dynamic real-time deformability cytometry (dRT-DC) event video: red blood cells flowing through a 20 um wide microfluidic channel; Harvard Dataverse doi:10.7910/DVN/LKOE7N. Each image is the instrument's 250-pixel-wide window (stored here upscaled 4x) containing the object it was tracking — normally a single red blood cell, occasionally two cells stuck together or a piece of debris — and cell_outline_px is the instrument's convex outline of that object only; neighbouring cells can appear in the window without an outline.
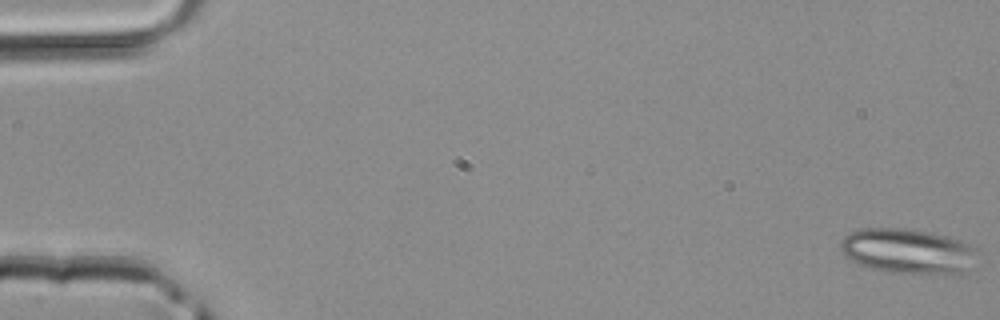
{"species": "common noctule bat (a hibernating species)", "species_latin": "Nyctalus noctula", "temperature_condition": "room temperature", "stored_images_in_passage": 46, "segment_of_instrument_passage": [1, 2], "camera_frame_rate_fps": 3000, "um_per_image_px": 0.085, "animal": {"sex": "male", "body_mass_g": 20.4}, "frame": {"image": 1, "passage_image": 1, "time_ms": 0.0, "image_size_px": [1000, 320], "cell_outline_px": [[980, 252], [968, 268], [964, 272], [884, 272], [860, 264], [852, 260], [840, 248], [840, 244], [844, 236], [860, 228], [904, 228], [928, 232], [960, 240], [968, 244]], "centroid_in_image_um": [77.14, 21.32], "position_along_channel_um": 7.9, "area_um2": 35.03}}